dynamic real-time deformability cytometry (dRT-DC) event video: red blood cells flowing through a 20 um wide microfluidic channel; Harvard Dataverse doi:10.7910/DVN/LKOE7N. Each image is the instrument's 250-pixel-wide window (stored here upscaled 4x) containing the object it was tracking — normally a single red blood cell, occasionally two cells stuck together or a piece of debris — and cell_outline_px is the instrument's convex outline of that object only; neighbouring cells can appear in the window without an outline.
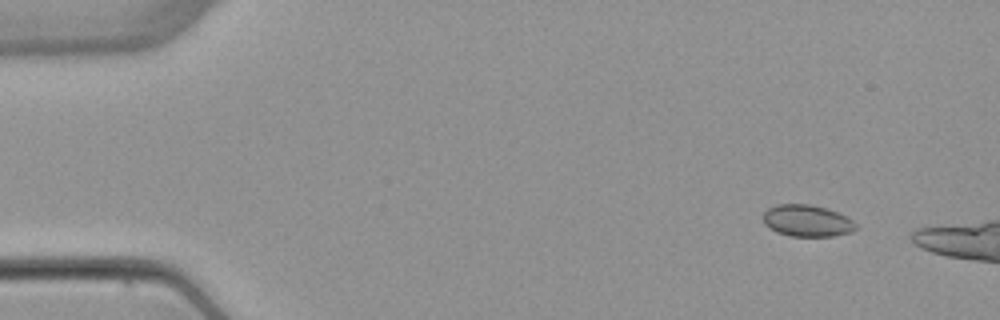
{"species": "common noctule bat (a hibernating species)", "species_latin": "Nyctalus noctula", "temperature_condition": "warm", "stored_images_in_passage": 4, "camera_frame_rate_fps": 3000, "um_per_image_px": 0.085, "animal": {"sex": "female", "body_mass_g": 22.7, "forearm_length_mm": 54.2}, "frame": {"image": 1, "passage_image": 1, "time_ms": 0.0, "image_size_px": [1000, 320], "cell_outline_px": [[860, 228], [852, 232], [832, 236], [788, 236], [776, 232], [764, 224], [764, 212], [768, 208], [776, 204], [812, 204], [828, 208], [848, 216]], "centroid_in_image_um": [68.64, 18.76], "position_along_channel_um": 16.4, "area_um2": 17.46}}